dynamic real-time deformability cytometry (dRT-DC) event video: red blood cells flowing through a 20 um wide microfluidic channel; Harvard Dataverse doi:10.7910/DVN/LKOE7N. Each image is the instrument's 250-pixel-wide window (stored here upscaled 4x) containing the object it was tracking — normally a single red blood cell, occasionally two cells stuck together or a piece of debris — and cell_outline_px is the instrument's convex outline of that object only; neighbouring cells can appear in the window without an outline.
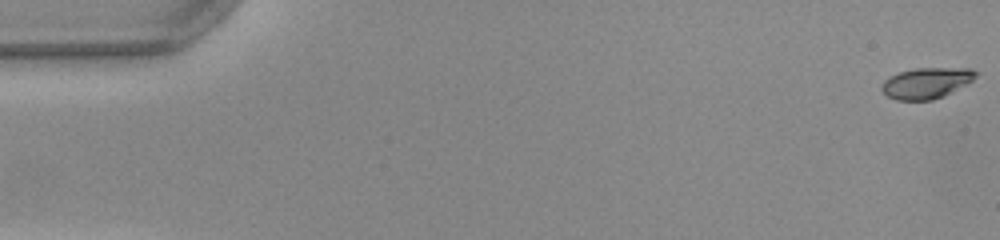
{"species": "common noctule bat (a hibernating species)", "species_latin": "Nyctalus noctula", "temperature_condition": "warm", "stored_images_in_passage": 53, "camera_frame_rate_fps": 3000, "um_per_image_px": 0.085, "animal": {"sex": "female", "body_mass_g": 22.0, "forearm_length_mm": 56.7}, "frame": {"image": 1, "passage_image": 1, "time_ms": 0.0, "image_size_px": [1000, 240], "cell_outline_px": [[980, 72], [972, 80], [944, 96], [932, 100], [896, 100], [888, 96], [880, 88], [884, 80], [888, 76], [900, 72], [916, 68], [972, 68]], "centroid_in_image_um": [78.74, 7.05], "position_along_channel_um": 6.3, "area_um2": 16.94}}
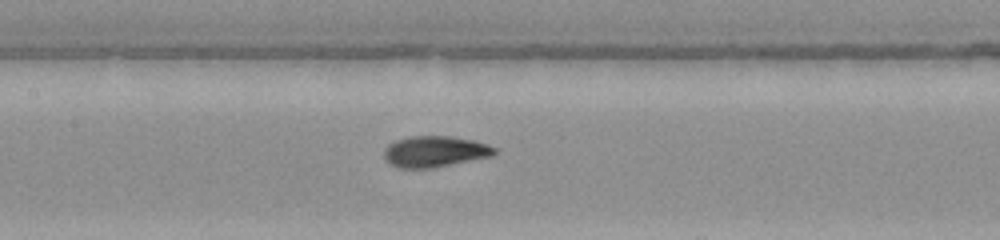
{"frame": {"image": 2, "passage_image": 25, "time_ms": 8.0, "image_size_px": [1000, 240], "cell_outline_px": [[496, 152], [492, 156], [432, 168], [396, 168], [388, 164], [384, 160], [384, 148], [388, 144], [396, 140], [412, 136], [448, 136], [472, 140], [488, 144], [496, 148]], "centroid_in_image_um": [36.91, 12.89], "position_along_channel_um": 170.5, "area_um2": 20.11}}
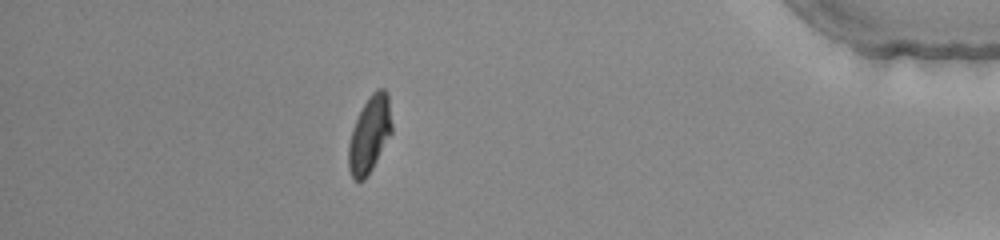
{"frame": {"image": 3, "passage_image": 46, "time_ms": 15.0, "image_size_px": [1000, 240], "cell_outline_px": [[392, 132], [372, 168], [364, 180], [352, 180], [348, 168], [348, 144], [352, 128], [368, 96], [376, 88], [384, 88], [388, 92], [392, 124]], "centroid_in_image_um": [31.41, 11.4], "position_along_channel_um": 403.8, "area_um2": 19.36}, "authors_computed_cell_mechanics": {"area_um2": 19.2474, "velocity_mm_per_s": 3.9954, "shape_relaxation_time_tau1_ms": 3.5615, "shape_relaxation_time_tau2_ms": 0.9486, "deformation_change_tau1": 0.1899, "deformation_change_tau2": 0.0459}}